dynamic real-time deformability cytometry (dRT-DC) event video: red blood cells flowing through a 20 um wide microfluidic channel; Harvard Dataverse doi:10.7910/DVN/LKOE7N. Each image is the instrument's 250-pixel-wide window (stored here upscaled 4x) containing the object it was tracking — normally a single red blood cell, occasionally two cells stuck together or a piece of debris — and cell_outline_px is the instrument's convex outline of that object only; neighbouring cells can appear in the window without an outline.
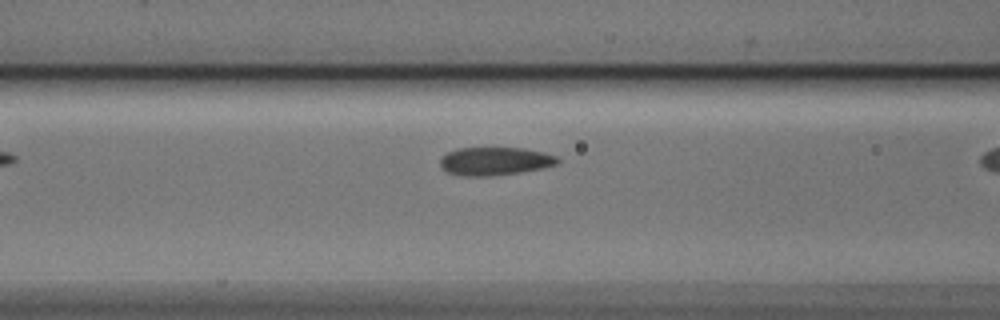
{"species": "Egyptian fruit bat (a non-hibernating species)", "species_latin": "Rousettus aegyptiacus", "temperature_condition": "cold", "stored_images_in_passage": 8, "camera_frame_rate_fps": 3000, "um_per_image_px": 0.085, "animal": {"sex": "male"}, "frame": {"image": 1, "passage_image": 6, "time_ms": 1.667, "image_size_px": [1000, 320], "cell_outline_px": [[560, 164], [544, 168], [520, 172], [488, 176], [468, 176], [448, 172], [440, 164], [440, 160], [448, 152], [456, 148], [524, 148], [544, 152], [556, 156], [560, 160]], "centroid_in_image_um": [42.13, 13.69], "position_along_channel_um": 124.5, "area_um2": 19.19}}